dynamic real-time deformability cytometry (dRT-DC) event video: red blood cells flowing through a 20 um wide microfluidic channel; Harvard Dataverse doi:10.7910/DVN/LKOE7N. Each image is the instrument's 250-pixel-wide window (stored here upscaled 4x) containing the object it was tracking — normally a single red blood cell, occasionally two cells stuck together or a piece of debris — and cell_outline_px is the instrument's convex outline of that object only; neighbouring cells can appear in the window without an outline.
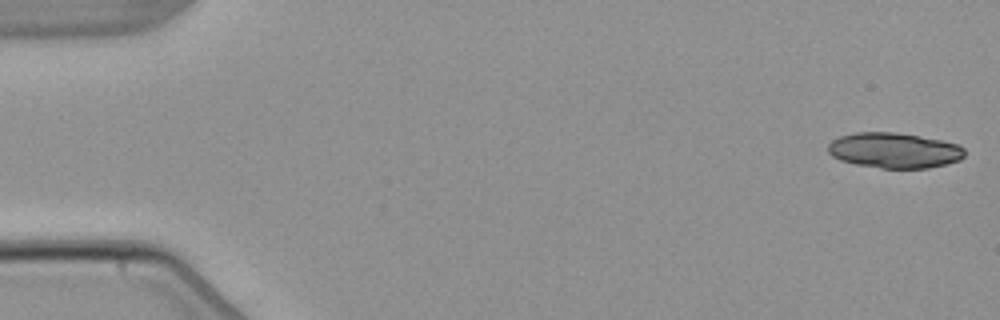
{"species": "common noctule bat (a hibernating species)", "species_latin": "Nyctalus noctula", "temperature_condition": "warm", "stored_images_in_passage": 3, "camera_frame_rate_fps": 3000, "um_per_image_px": 0.085, "animal": {"sex": "male", "body_mass_g": 21.5, "forearm_length_mm": 52.0}, "frame": {"image": 1, "passage_image": 1, "time_ms": 0.0, "image_size_px": [1000, 320], "cell_outline_px": [[964, 156], [960, 160], [948, 164], [928, 168], [880, 168], [856, 164], [840, 160], [832, 156], [828, 152], [828, 144], [832, 140], [840, 136], [856, 132], [896, 132], [920, 136], [940, 140], [956, 144], [964, 148]], "centroid_in_image_um": [76.0, 12.78], "position_along_channel_um": 9.0, "area_um2": 28.21}}